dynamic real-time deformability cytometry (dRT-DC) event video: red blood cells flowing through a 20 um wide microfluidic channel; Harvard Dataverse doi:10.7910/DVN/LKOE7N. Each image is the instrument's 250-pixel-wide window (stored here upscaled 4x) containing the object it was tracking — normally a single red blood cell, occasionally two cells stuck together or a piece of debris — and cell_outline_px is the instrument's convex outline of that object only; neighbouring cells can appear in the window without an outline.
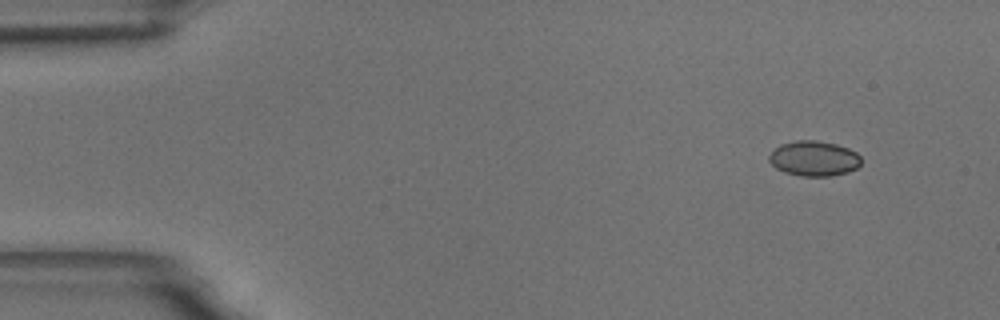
{"species": "common noctule bat (a hibernating species)", "species_latin": "Nyctalus noctula", "temperature_condition": "room temperature", "stored_images_in_passage": 49, "camera_frame_rate_fps": 3000, "um_per_image_px": 0.085, "animal": {"sex": "male", "body_mass_g": 18.8}, "frame": {"image": 1, "passage_image": 5, "time_ms": 1.333, "image_size_px": [1000, 320], "cell_outline_px": [[860, 164], [856, 168], [848, 172], [832, 176], [804, 176], [784, 172], [776, 168], [768, 160], [768, 156], [780, 144], [796, 140], [816, 140], [836, 144], [848, 148], [856, 152], [860, 156]], "centroid_in_image_um": [69.18, 13.47], "position_along_channel_um": 15.8, "area_um2": 18.84}}
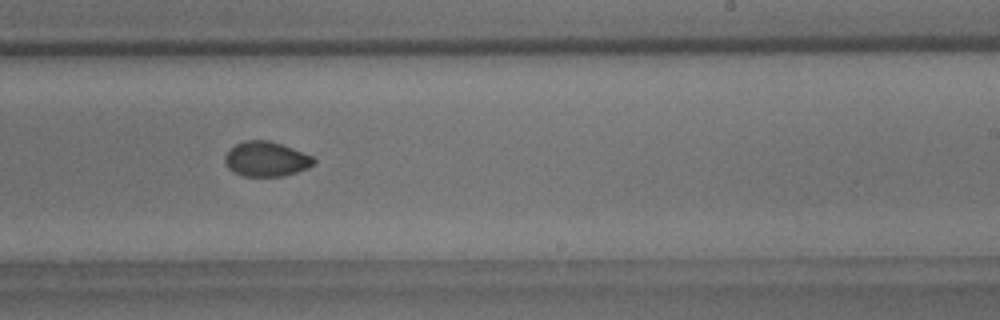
{"frame": {"image": 2, "passage_image": 34, "time_ms": 11.0, "image_size_px": [1000, 320], "cell_outline_px": [[316, 160], [308, 168], [284, 176], [244, 176], [232, 172], [228, 168], [224, 160], [224, 156], [236, 144], [244, 140], [268, 140], [292, 148], [312, 156]], "centroid_in_image_um": [22.6, 13.53], "position_along_channel_um": 266.4, "area_um2": 17.92}}
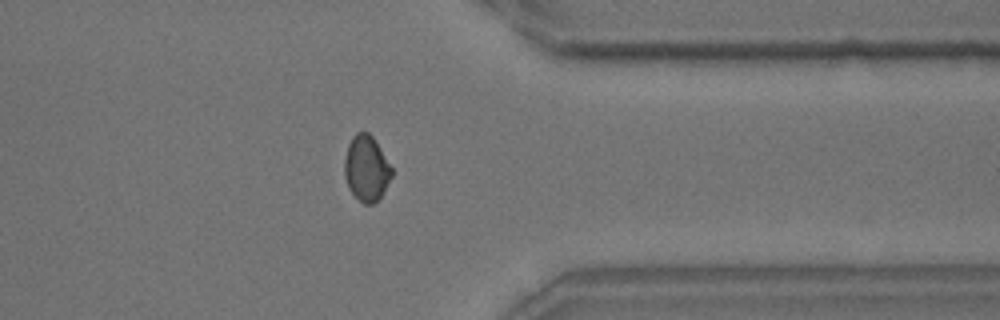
{"frame": {"image": 3, "passage_image": 44, "time_ms": 14.333, "image_size_px": [1000, 320], "cell_outline_px": [[392, 176], [380, 196], [372, 204], [364, 204], [348, 188], [344, 176], [344, 160], [348, 144], [352, 136], [356, 132], [368, 132], [372, 136], [392, 168]], "centroid_in_image_um": [31.11, 14.29], "position_along_channel_um": 380.3, "area_um2": 17.8}}